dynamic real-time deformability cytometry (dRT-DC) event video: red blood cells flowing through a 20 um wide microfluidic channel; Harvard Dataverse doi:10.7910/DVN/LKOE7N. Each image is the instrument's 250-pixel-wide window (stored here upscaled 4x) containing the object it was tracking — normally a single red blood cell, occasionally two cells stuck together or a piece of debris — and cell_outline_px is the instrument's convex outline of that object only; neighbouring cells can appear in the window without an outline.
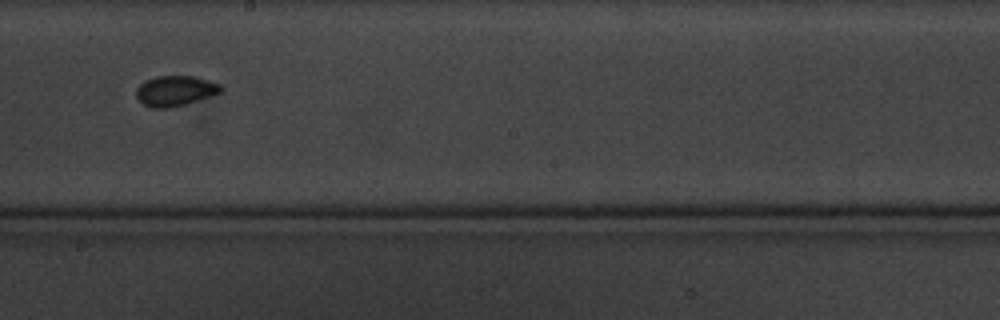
{"species": "common noctule bat (a hibernating species)", "species_latin": "Nyctalus noctula", "temperature_condition": "cold", "stored_images_in_passage": 10, "camera_frame_rate_fps": 3000, "um_per_image_px": 0.085, "animal": {"sex": "male", "body_mass_g": 20.1, "forearm_length_mm": 53.5}, "frame": {"image": 1, "passage_image": 8, "time_ms": 10.0, "image_size_px": [1000, 320], "cell_outline_px": [[224, 88], [220, 92], [172, 108], [152, 108], [144, 104], [136, 96], [136, 88], [144, 80], [156, 76], [192, 76], [208, 80], [220, 84]], "centroid_in_image_um": [14.86, 7.71], "position_along_channel_um": 233.3, "area_um2": 14.8}}